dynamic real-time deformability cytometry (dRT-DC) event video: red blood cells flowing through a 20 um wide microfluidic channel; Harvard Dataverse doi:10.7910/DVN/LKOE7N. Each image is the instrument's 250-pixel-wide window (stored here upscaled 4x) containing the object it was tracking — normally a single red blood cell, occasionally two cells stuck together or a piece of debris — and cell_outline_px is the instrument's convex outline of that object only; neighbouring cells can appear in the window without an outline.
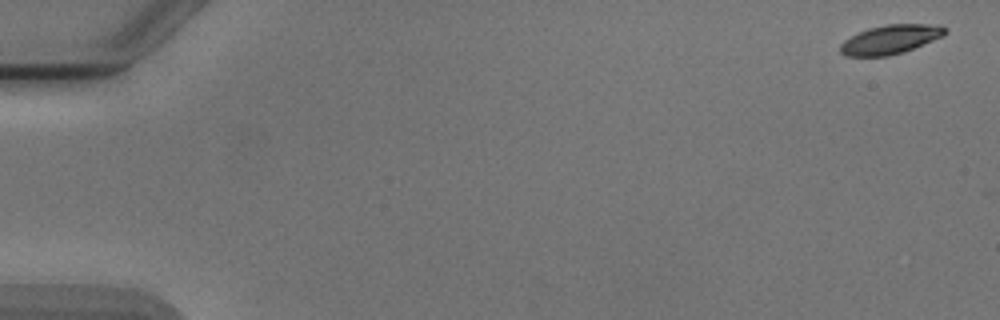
{"species": "Egyptian fruit bat (a non-hibernating species)", "species_latin": "Rousettus aegyptiacus", "temperature_condition": "cold", "stored_images_in_passage": 9, "camera_frame_rate_fps": 3000, "um_per_image_px": 0.085, "animal": {"sex": "male"}, "frame": {"image": 1, "passage_image": 1, "time_ms": 0.0, "image_size_px": [1000, 320], "cell_outline_px": [[948, 32], [944, 36], [904, 52], [888, 56], [844, 56], [840, 52], [840, 44], [844, 40], [868, 28], [888, 24], [924, 24], [948, 28]], "centroid_in_image_um": [75.68, 3.36], "position_along_channel_um": 9.3, "area_um2": 17.69}}
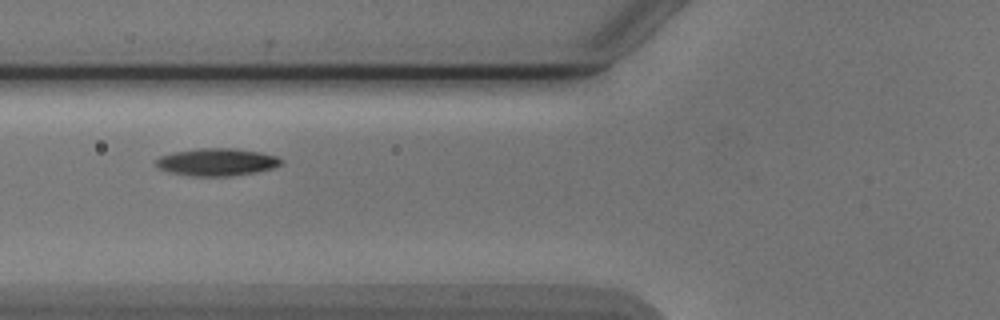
{"frame": {"image": 2, "passage_image": 6, "time_ms": 6.667, "image_size_px": [1000, 320], "cell_outline_px": [[284, 164], [276, 168], [256, 172], [232, 176], [192, 176], [172, 172], [160, 168], [156, 164], [156, 160], [160, 156], [172, 152], [196, 148], [236, 148], [260, 152], [276, 156], [284, 160]], "centroid_in_image_um": [18.5, 13.77], "position_along_channel_um": 107.3, "area_um2": 20.23}}
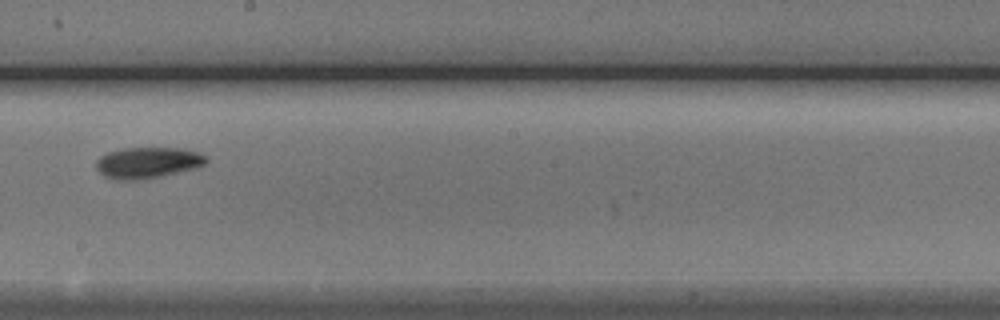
{"frame": {"image": 3, "passage_image": 9, "time_ms": 10.0, "image_size_px": [1000, 320], "cell_outline_px": [[208, 160], [204, 164], [196, 168], [156, 176], [104, 176], [96, 168], [96, 160], [100, 156], [108, 152], [120, 148], [184, 148], [208, 156]], "centroid_in_image_um": [12.62, 13.74], "position_along_channel_um": 235.6, "area_um2": 18.79}}